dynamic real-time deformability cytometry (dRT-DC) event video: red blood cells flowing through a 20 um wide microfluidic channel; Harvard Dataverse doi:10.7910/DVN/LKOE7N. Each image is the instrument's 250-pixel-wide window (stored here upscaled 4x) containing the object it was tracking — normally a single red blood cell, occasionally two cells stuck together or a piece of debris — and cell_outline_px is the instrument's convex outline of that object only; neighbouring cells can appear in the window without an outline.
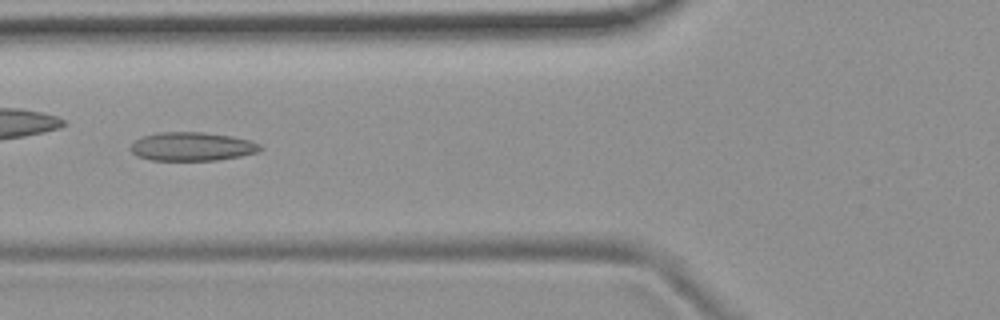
{"species": "common noctule bat (a hibernating species)", "species_latin": "Nyctalus noctula", "temperature_condition": "room temperature", "stored_images_in_passage": 7, "camera_frame_rate_fps": 3000, "um_per_image_px": 0.085, "animal": {"sex": "female", "body_mass_g": 19.9}, "frame": {"image": 1, "passage_image": 6, "time_ms": 6.0, "image_size_px": [1000, 320], "cell_outline_px": [[264, 148], [256, 152], [240, 156], [216, 160], [152, 160], [136, 156], [132, 152], [132, 144], [136, 140], [144, 136], [160, 132], [204, 132], [232, 136], [252, 140], [260, 144]], "centroid_in_image_um": [16.37, 12.45], "position_along_channel_um": 109.4, "area_um2": 21.56}}
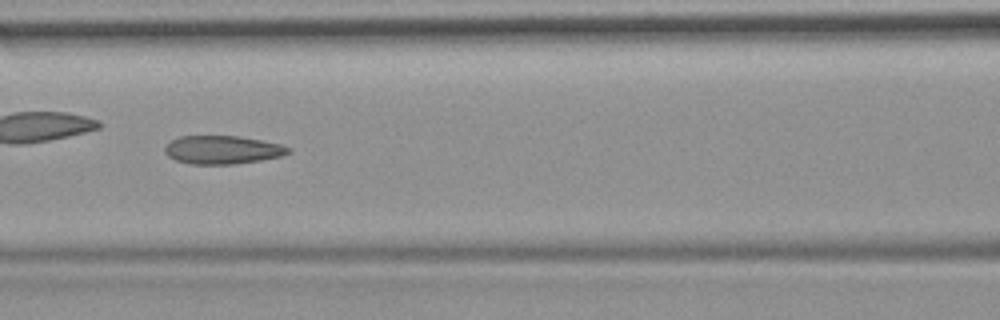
{"frame": {"image": 2, "passage_image": 7, "time_ms": 7.0, "image_size_px": [1000, 320], "cell_outline_px": [[292, 152], [280, 156], [260, 160], [232, 164], [188, 164], [176, 160], [168, 156], [164, 152], [164, 148], [172, 140], [180, 136], [240, 136], [280, 144], [292, 148]], "centroid_in_image_um": [18.91, 12.73], "position_along_channel_um": 147.7, "area_um2": 20.35}}